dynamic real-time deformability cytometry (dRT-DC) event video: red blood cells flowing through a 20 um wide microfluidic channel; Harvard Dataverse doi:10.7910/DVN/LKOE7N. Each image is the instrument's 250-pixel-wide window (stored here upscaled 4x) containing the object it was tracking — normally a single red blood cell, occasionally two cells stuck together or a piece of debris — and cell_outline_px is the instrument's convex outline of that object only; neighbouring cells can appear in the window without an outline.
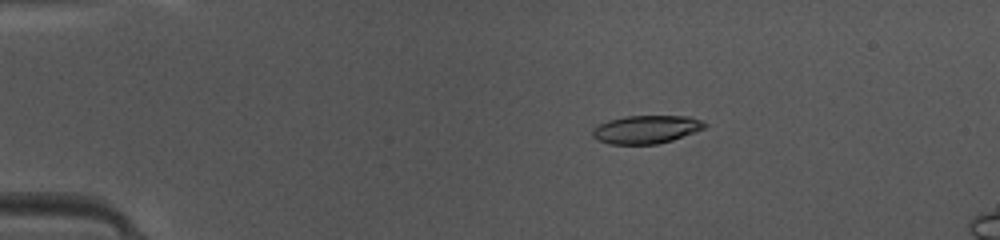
{"species": "common noctule bat (a hibernating species)", "species_latin": "Nyctalus noctula", "temperature_condition": "warm", "stored_images_in_passage": 43, "camera_frame_rate_fps": 3000, "um_per_image_px": 0.085, "animal": {"sex": "female", "body_mass_g": 10.0, "forearm_length_mm": 53.1}, "frame": {"image": 1, "passage_image": 5, "time_ms": 1.333, "image_size_px": [1000, 240], "cell_outline_px": [[708, 124], [704, 128], [672, 140], [656, 144], [608, 144], [592, 136], [592, 128], [608, 120], [624, 116], [688, 116], [700, 120]], "centroid_in_image_um": [54.9, 10.99], "position_along_channel_um": 30.1, "area_um2": 18.26}}
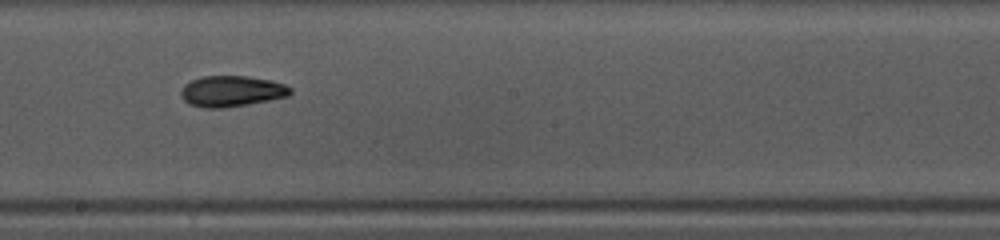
{"frame": {"image": 2, "passage_image": 23, "time_ms": 7.333, "image_size_px": [1000, 240], "cell_outline_px": [[292, 92], [288, 96], [248, 104], [224, 108], [204, 108], [188, 104], [180, 96], [180, 92], [184, 84], [200, 76], [248, 76], [272, 80], [284, 84], [292, 88]], "centroid_in_image_um": [19.66, 7.75], "position_along_channel_um": 228.5, "area_um2": 19.88}}
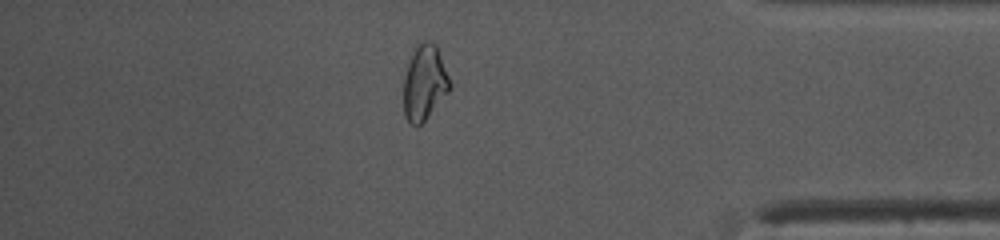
{"frame": {"image": 3, "passage_image": 37, "time_ms": 12.0, "image_size_px": [1000, 240], "cell_outline_px": [[452, 88], [424, 120], [420, 124], [412, 124], [404, 116], [404, 76], [412, 48], [416, 44], [424, 40], [428, 40], [436, 44], [452, 84]], "centroid_in_image_um": [36.08, 6.96], "position_along_channel_um": 399.1, "area_um2": 20.35}, "authors_computed_cell_mechanics": {"area_um2": 19.363, "velocity_mm_per_s": 4.2081, "shape_relaxation_time_tau1_ms": 7.8007, "shape_relaxation_time_tau2_ms": 2.7078, "deformation_change_tau1": 0.1891, "deformation_change_tau2": 0.0931}}